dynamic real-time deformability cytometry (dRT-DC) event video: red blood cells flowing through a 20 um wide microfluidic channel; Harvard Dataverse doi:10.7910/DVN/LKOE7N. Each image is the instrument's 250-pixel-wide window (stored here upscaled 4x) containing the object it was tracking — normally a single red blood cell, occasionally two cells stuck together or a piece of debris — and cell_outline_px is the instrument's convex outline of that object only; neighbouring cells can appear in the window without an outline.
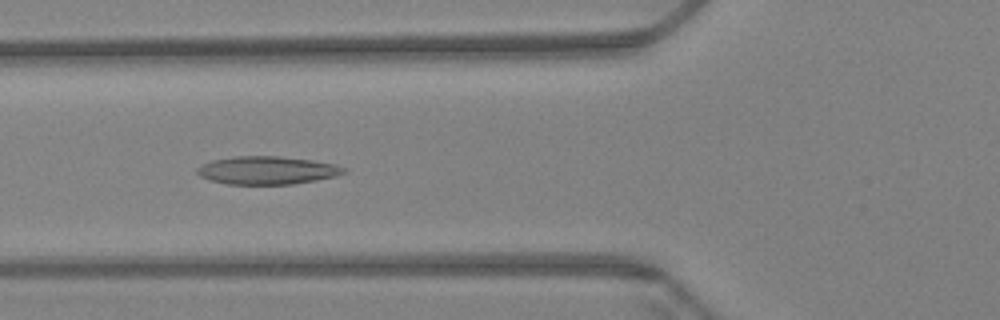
{"species": "Egyptian fruit bat (a non-hibernating species)", "species_latin": "Rousettus aegyptiacus", "temperature_condition": "warm", "stored_images_in_passage": 60, "camera_frame_rate_fps": 3000, "um_per_image_px": 0.085, "animal": {"sex": "female"}, "frame": {"image": 1, "passage_image": 22, "time_ms": 7.0, "image_size_px": [1000, 320], "cell_outline_px": [[348, 172], [336, 176], [316, 180], [292, 184], [224, 184], [208, 180], [200, 176], [196, 172], [196, 168], [212, 160], [236, 156], [280, 156], [312, 160], [336, 164], [348, 168]], "centroid_in_image_um": [22.73, 14.48], "position_along_channel_um": 103.1, "area_um2": 24.16}}
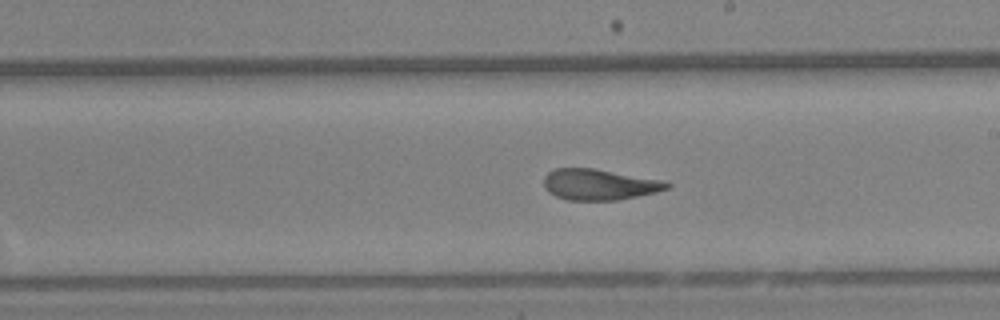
{"frame": {"image": 2, "passage_image": 34, "time_ms": 11.0, "image_size_px": [1000, 320], "cell_outline_px": [[672, 184], [668, 188], [656, 192], [616, 200], [568, 200], [556, 196], [548, 192], [544, 188], [544, 176], [548, 172], [556, 168], [592, 168], [664, 180]], "centroid_in_image_um": [50.92, 15.68], "position_along_channel_um": 238.1, "area_um2": 22.14}}
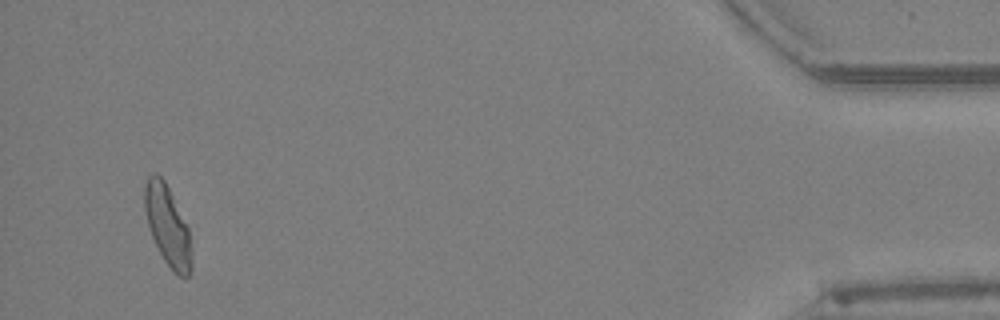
{"frame": {"image": 3, "passage_image": 57, "time_ms": 18.667, "image_size_px": [1000, 320], "cell_outline_px": [[192, 272], [188, 276], [180, 276], [164, 260], [152, 236], [148, 224], [144, 208], [144, 184], [148, 176], [156, 172], [164, 180], [188, 224], [192, 260]], "centroid_in_image_um": [14.25, 19.15], "position_along_channel_um": 420.9, "area_um2": 21.79}, "authors_computed_cell_mechanics": {"area_um2": 23.409, "velocity_mm_per_s": 3.3897, "shape_relaxation_time_tau1_ms": null, "shape_relaxation_time_tau2_ms": 1.7414, "deformation_change_tau1": null, "deformation_change_tau2": 0.0829}}